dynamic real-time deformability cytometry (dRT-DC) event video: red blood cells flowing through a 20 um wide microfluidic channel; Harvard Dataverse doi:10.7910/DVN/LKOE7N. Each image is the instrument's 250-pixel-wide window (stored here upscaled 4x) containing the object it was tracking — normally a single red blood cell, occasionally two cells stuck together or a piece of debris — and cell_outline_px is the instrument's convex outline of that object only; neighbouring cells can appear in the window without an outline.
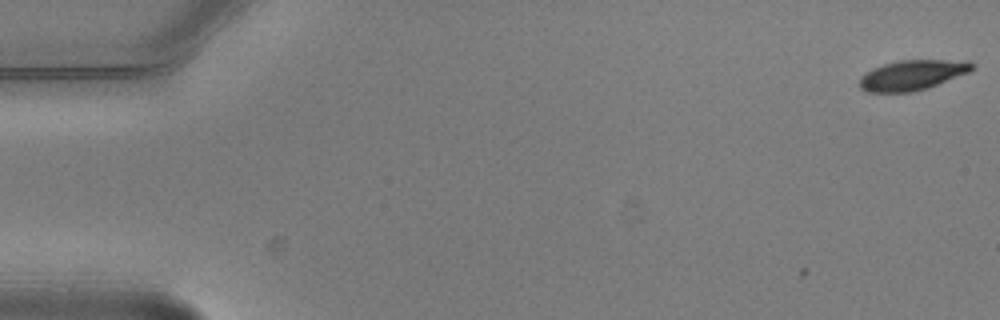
{"species": "common noctule bat (a hibernating species)", "species_latin": "Nyctalus noctula", "temperature_condition": "warm", "stored_images_in_passage": 3, "camera_frame_rate_fps": 3000, "um_per_image_px": 0.085, "animal": {"sex": "male", "body_mass_g": 20.5, "forearm_length_mm": 52.5}, "frame": {"image": 1, "passage_image": 1, "time_ms": 0.0, "image_size_px": [1000, 320], "cell_outline_px": [[976, 64], [968, 72], [928, 88], [912, 92], [868, 92], [860, 88], [860, 76], [872, 68], [896, 60], [972, 60]], "centroid_in_image_um": [77.55, 6.37], "position_along_channel_um": 7.4, "area_um2": 19.83}}